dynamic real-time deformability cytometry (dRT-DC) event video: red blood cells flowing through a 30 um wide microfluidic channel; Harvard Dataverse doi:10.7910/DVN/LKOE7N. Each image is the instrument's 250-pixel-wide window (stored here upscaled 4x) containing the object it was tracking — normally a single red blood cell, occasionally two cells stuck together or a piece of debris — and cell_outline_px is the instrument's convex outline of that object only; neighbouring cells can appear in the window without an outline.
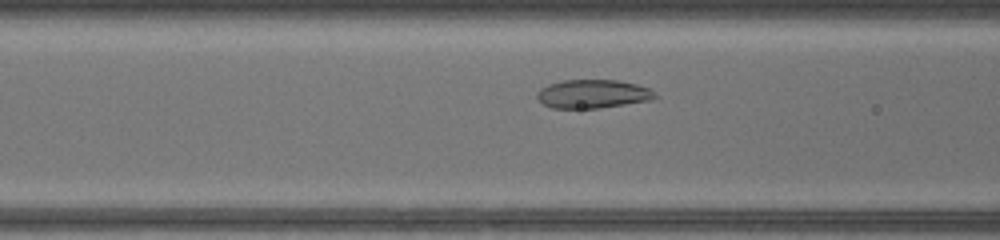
{"species": "common noctule bat (a hibernating species)", "species_latin": "Nyctalus noctula", "temperature_condition": "warm", "stored_images_in_passage": 37, "camera_frame_rate_fps": 3000, "um_per_image_px": 0.085, "animal": {"sex": "female", "body_mass_g": 17.0, "forearm_length_mm": 48.0}, "frame": {"image": 1, "passage_image": 9, "time_ms": 2.667, "image_size_px": [1000, 240], "cell_outline_px": [[660, 96], [652, 100], [600, 108], [552, 108], [544, 104], [536, 96], [536, 92], [540, 88], [548, 84], [564, 80], [620, 80], [636, 84], [648, 88]], "centroid_in_image_um": [50.4, 7.98], "position_along_channel_um": 116.2, "area_um2": 19.77}}
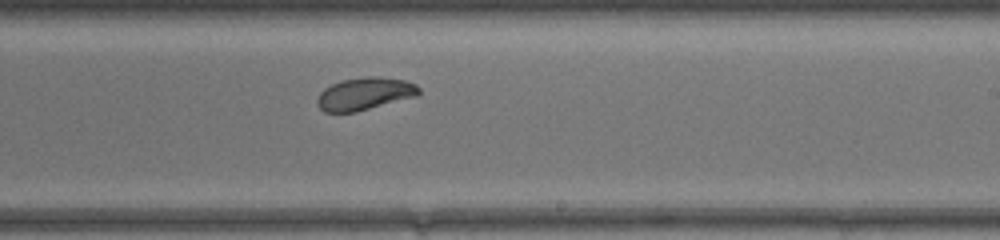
{"frame": {"image": 2, "passage_image": 19, "time_ms": 6.0, "image_size_px": [1000, 240], "cell_outline_px": [[420, 96], [356, 112], [324, 112], [316, 104], [316, 100], [320, 92], [324, 88], [340, 80], [368, 76], [380, 76], [404, 80], [416, 84], [420, 88]], "centroid_in_image_um": [31.03, 7.97], "position_along_channel_um": 258.0, "area_um2": 19.65}}
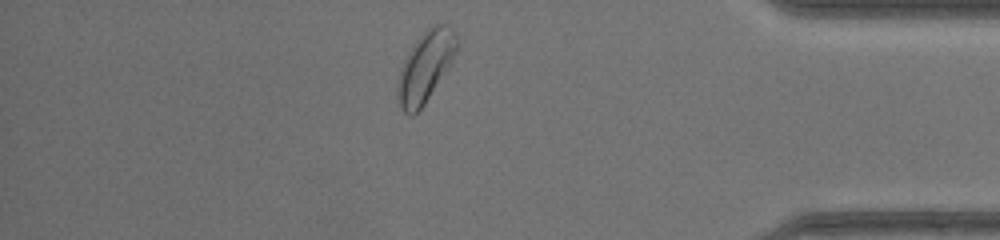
{"frame": {"image": 3, "passage_image": 31, "time_ms": 10.0, "image_size_px": [1000, 240], "cell_outline_px": [[460, 40], [448, 64], [424, 104], [412, 116], [404, 112], [400, 108], [396, 84], [400, 68], [404, 60], [420, 36], [428, 28], [436, 24], [444, 24], [452, 28], [456, 32]], "centroid_in_image_um": [36.13, 5.65], "position_along_channel_um": 399.1, "area_um2": 23.41}, "authors_computed_cell_mechanics": {"area_um2": 20.23, "velocity_mm_per_s": 4.2746, "shape_relaxation_time_tau1_ms": 4.4867, "shape_relaxation_time_tau2_ms": null, "deformation_change_tau1": 0.1564, "deformation_change_tau2": null}}